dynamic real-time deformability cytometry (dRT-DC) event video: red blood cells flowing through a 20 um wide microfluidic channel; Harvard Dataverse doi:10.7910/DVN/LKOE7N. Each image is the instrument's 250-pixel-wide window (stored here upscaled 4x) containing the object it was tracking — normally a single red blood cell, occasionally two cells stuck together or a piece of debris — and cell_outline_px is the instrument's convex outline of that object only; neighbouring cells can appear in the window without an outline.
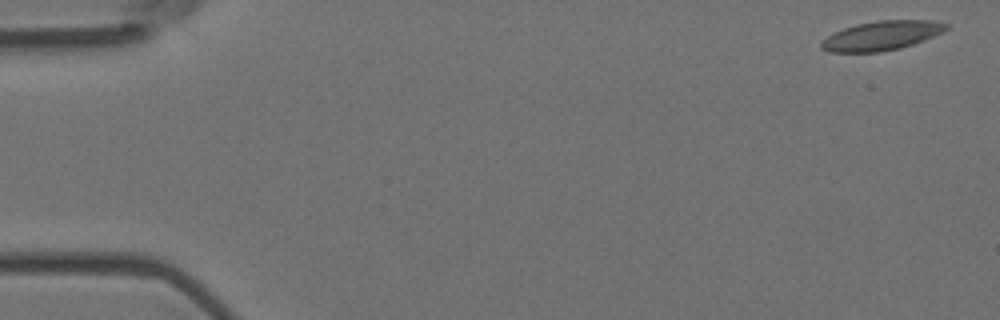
{"species": "Egyptian fruit bat (a non-hibernating species)", "species_latin": "Rousettus aegyptiacus", "temperature_condition": "room temperature", "stored_images_in_passage": 6, "segment_of_instrument_passage": [1, 2], "camera_frame_rate_fps": 3000, "um_per_image_px": 0.085, "animal": {"sex": "female"}, "frame": {"image": 1, "passage_image": 1, "time_ms": 0.0, "image_size_px": [1000, 320], "cell_outline_px": [[948, 28], [924, 40], [900, 48], [880, 52], [828, 52], [820, 48], [820, 44], [828, 36], [844, 28], [856, 24], [876, 20], [932, 20], [948, 24]], "centroid_in_image_um": [74.92, 3.03], "position_along_channel_um": 10.1, "area_um2": 21.1}}
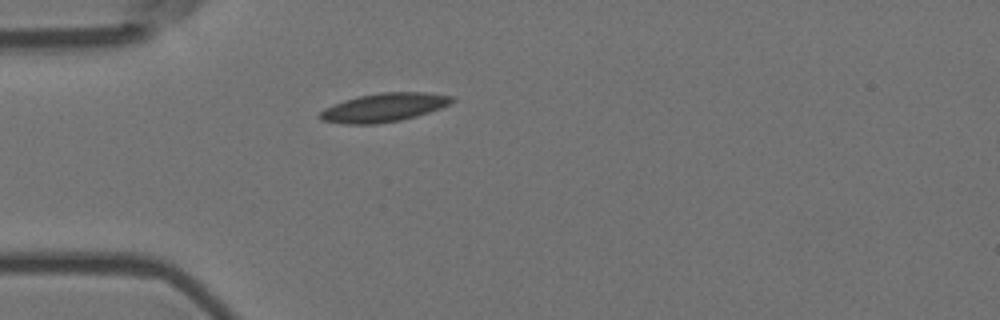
{"frame": {"image": 2, "passage_image": 5, "time_ms": 1.333, "image_size_px": [1000, 320], "cell_outline_px": [[456, 100], [440, 108], [416, 116], [400, 120], [376, 124], [344, 124], [320, 120], [316, 116], [324, 108], [332, 104], [344, 100], [360, 96], [380, 92], [424, 92], [452, 96]], "centroid_in_image_um": [32.58, 9.14], "position_along_channel_um": 52.4, "area_um2": 22.02}}